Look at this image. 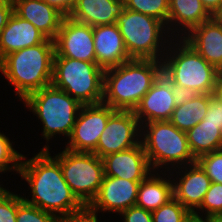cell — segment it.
I'll use <instances>...</instances> for the list:
<instances>
[{
	"mask_svg": "<svg viewBox=\"0 0 222 222\" xmlns=\"http://www.w3.org/2000/svg\"><path fill=\"white\" fill-rule=\"evenodd\" d=\"M46 145L26 161L22 155L18 174L21 180H26L32 193L30 200L26 196L23 199L56 216L81 212L86 206L66 183L59 161L51 156L47 142Z\"/></svg>",
	"mask_w": 222,
	"mask_h": 222,
	"instance_id": "obj_1",
	"label": "cell"
},
{
	"mask_svg": "<svg viewBox=\"0 0 222 222\" xmlns=\"http://www.w3.org/2000/svg\"><path fill=\"white\" fill-rule=\"evenodd\" d=\"M162 73V61L131 59L104 70L102 103L114 110L134 111Z\"/></svg>",
	"mask_w": 222,
	"mask_h": 222,
	"instance_id": "obj_2",
	"label": "cell"
},
{
	"mask_svg": "<svg viewBox=\"0 0 222 222\" xmlns=\"http://www.w3.org/2000/svg\"><path fill=\"white\" fill-rule=\"evenodd\" d=\"M54 54V40L47 38L43 43L10 53L0 61V72L15 87L20 101L51 85Z\"/></svg>",
	"mask_w": 222,
	"mask_h": 222,
	"instance_id": "obj_3",
	"label": "cell"
},
{
	"mask_svg": "<svg viewBox=\"0 0 222 222\" xmlns=\"http://www.w3.org/2000/svg\"><path fill=\"white\" fill-rule=\"evenodd\" d=\"M177 40L173 38L170 41L163 56V74L175 86L190 88L199 94H214L217 78L221 72L182 38Z\"/></svg>",
	"mask_w": 222,
	"mask_h": 222,
	"instance_id": "obj_4",
	"label": "cell"
},
{
	"mask_svg": "<svg viewBox=\"0 0 222 222\" xmlns=\"http://www.w3.org/2000/svg\"><path fill=\"white\" fill-rule=\"evenodd\" d=\"M141 143L154 172L156 170L159 172L161 168L163 170L168 168L166 172L174 173L172 171L174 167L196 162L189 148L186 132L180 131L170 121H152L142 124Z\"/></svg>",
	"mask_w": 222,
	"mask_h": 222,
	"instance_id": "obj_5",
	"label": "cell"
},
{
	"mask_svg": "<svg viewBox=\"0 0 222 222\" xmlns=\"http://www.w3.org/2000/svg\"><path fill=\"white\" fill-rule=\"evenodd\" d=\"M116 24L132 59L162 61L173 38L168 35L166 25L162 21L124 8Z\"/></svg>",
	"mask_w": 222,
	"mask_h": 222,
	"instance_id": "obj_6",
	"label": "cell"
},
{
	"mask_svg": "<svg viewBox=\"0 0 222 222\" xmlns=\"http://www.w3.org/2000/svg\"><path fill=\"white\" fill-rule=\"evenodd\" d=\"M23 103L42 122V136L47 142L61 134L66 139L70 137L82 106L52 84L30 94Z\"/></svg>",
	"mask_w": 222,
	"mask_h": 222,
	"instance_id": "obj_7",
	"label": "cell"
},
{
	"mask_svg": "<svg viewBox=\"0 0 222 222\" xmlns=\"http://www.w3.org/2000/svg\"><path fill=\"white\" fill-rule=\"evenodd\" d=\"M51 84L81 105L99 104L103 100L104 70L96 62L54 56Z\"/></svg>",
	"mask_w": 222,
	"mask_h": 222,
	"instance_id": "obj_8",
	"label": "cell"
},
{
	"mask_svg": "<svg viewBox=\"0 0 222 222\" xmlns=\"http://www.w3.org/2000/svg\"><path fill=\"white\" fill-rule=\"evenodd\" d=\"M63 177L76 197L87 207L97 195L104 178L103 160L91 152L63 149L54 156Z\"/></svg>",
	"mask_w": 222,
	"mask_h": 222,
	"instance_id": "obj_9",
	"label": "cell"
},
{
	"mask_svg": "<svg viewBox=\"0 0 222 222\" xmlns=\"http://www.w3.org/2000/svg\"><path fill=\"white\" fill-rule=\"evenodd\" d=\"M141 143V124L134 111L115 110L100 135L93 152L101 159L109 154L121 152Z\"/></svg>",
	"mask_w": 222,
	"mask_h": 222,
	"instance_id": "obj_10",
	"label": "cell"
},
{
	"mask_svg": "<svg viewBox=\"0 0 222 222\" xmlns=\"http://www.w3.org/2000/svg\"><path fill=\"white\" fill-rule=\"evenodd\" d=\"M114 111L112 107L103 103L82 105L65 148L75 152L93 153L100 135L106 128L109 116Z\"/></svg>",
	"mask_w": 222,
	"mask_h": 222,
	"instance_id": "obj_11",
	"label": "cell"
},
{
	"mask_svg": "<svg viewBox=\"0 0 222 222\" xmlns=\"http://www.w3.org/2000/svg\"><path fill=\"white\" fill-rule=\"evenodd\" d=\"M54 44V56L96 62L93 27L90 25L64 17Z\"/></svg>",
	"mask_w": 222,
	"mask_h": 222,
	"instance_id": "obj_12",
	"label": "cell"
},
{
	"mask_svg": "<svg viewBox=\"0 0 222 222\" xmlns=\"http://www.w3.org/2000/svg\"><path fill=\"white\" fill-rule=\"evenodd\" d=\"M141 182L104 176L97 195L87 208L96 216L102 211L120 214L136 205L138 187Z\"/></svg>",
	"mask_w": 222,
	"mask_h": 222,
	"instance_id": "obj_13",
	"label": "cell"
},
{
	"mask_svg": "<svg viewBox=\"0 0 222 222\" xmlns=\"http://www.w3.org/2000/svg\"><path fill=\"white\" fill-rule=\"evenodd\" d=\"M173 171L176 172L177 176L171 172L168 173L173 181L174 198L193 213L201 205L212 182L197 162L181 166V168H174ZM173 175L175 176L174 179Z\"/></svg>",
	"mask_w": 222,
	"mask_h": 222,
	"instance_id": "obj_14",
	"label": "cell"
},
{
	"mask_svg": "<svg viewBox=\"0 0 222 222\" xmlns=\"http://www.w3.org/2000/svg\"><path fill=\"white\" fill-rule=\"evenodd\" d=\"M175 107L172 83L162 72L141 99L134 113L142 125L152 121H169Z\"/></svg>",
	"mask_w": 222,
	"mask_h": 222,
	"instance_id": "obj_15",
	"label": "cell"
},
{
	"mask_svg": "<svg viewBox=\"0 0 222 222\" xmlns=\"http://www.w3.org/2000/svg\"><path fill=\"white\" fill-rule=\"evenodd\" d=\"M102 160L104 176L143 181L153 172L142 143L121 152L109 154Z\"/></svg>",
	"mask_w": 222,
	"mask_h": 222,
	"instance_id": "obj_16",
	"label": "cell"
},
{
	"mask_svg": "<svg viewBox=\"0 0 222 222\" xmlns=\"http://www.w3.org/2000/svg\"><path fill=\"white\" fill-rule=\"evenodd\" d=\"M93 38L96 63L103 70L117 67L132 59L116 23L93 27Z\"/></svg>",
	"mask_w": 222,
	"mask_h": 222,
	"instance_id": "obj_17",
	"label": "cell"
},
{
	"mask_svg": "<svg viewBox=\"0 0 222 222\" xmlns=\"http://www.w3.org/2000/svg\"><path fill=\"white\" fill-rule=\"evenodd\" d=\"M182 39L222 72V24L215 17L192 28Z\"/></svg>",
	"mask_w": 222,
	"mask_h": 222,
	"instance_id": "obj_18",
	"label": "cell"
},
{
	"mask_svg": "<svg viewBox=\"0 0 222 222\" xmlns=\"http://www.w3.org/2000/svg\"><path fill=\"white\" fill-rule=\"evenodd\" d=\"M13 12L29 21L47 38L54 40L64 15L43 0H13Z\"/></svg>",
	"mask_w": 222,
	"mask_h": 222,
	"instance_id": "obj_19",
	"label": "cell"
},
{
	"mask_svg": "<svg viewBox=\"0 0 222 222\" xmlns=\"http://www.w3.org/2000/svg\"><path fill=\"white\" fill-rule=\"evenodd\" d=\"M47 37L14 12L0 32V61L8 54L43 43Z\"/></svg>",
	"mask_w": 222,
	"mask_h": 222,
	"instance_id": "obj_20",
	"label": "cell"
},
{
	"mask_svg": "<svg viewBox=\"0 0 222 222\" xmlns=\"http://www.w3.org/2000/svg\"><path fill=\"white\" fill-rule=\"evenodd\" d=\"M211 18L212 16L200 0H169V16L166 28L171 37L182 38L192 28Z\"/></svg>",
	"mask_w": 222,
	"mask_h": 222,
	"instance_id": "obj_21",
	"label": "cell"
},
{
	"mask_svg": "<svg viewBox=\"0 0 222 222\" xmlns=\"http://www.w3.org/2000/svg\"><path fill=\"white\" fill-rule=\"evenodd\" d=\"M124 0H77L71 19L90 25H111L124 10Z\"/></svg>",
	"mask_w": 222,
	"mask_h": 222,
	"instance_id": "obj_22",
	"label": "cell"
},
{
	"mask_svg": "<svg viewBox=\"0 0 222 222\" xmlns=\"http://www.w3.org/2000/svg\"><path fill=\"white\" fill-rule=\"evenodd\" d=\"M162 171L159 174L157 171L150 173L139 184L136 206L153 212L174 197L171 175Z\"/></svg>",
	"mask_w": 222,
	"mask_h": 222,
	"instance_id": "obj_23",
	"label": "cell"
},
{
	"mask_svg": "<svg viewBox=\"0 0 222 222\" xmlns=\"http://www.w3.org/2000/svg\"><path fill=\"white\" fill-rule=\"evenodd\" d=\"M210 101L211 94H198L176 106L169 121L180 131L187 132L204 119Z\"/></svg>",
	"mask_w": 222,
	"mask_h": 222,
	"instance_id": "obj_24",
	"label": "cell"
},
{
	"mask_svg": "<svg viewBox=\"0 0 222 222\" xmlns=\"http://www.w3.org/2000/svg\"><path fill=\"white\" fill-rule=\"evenodd\" d=\"M189 148L193 156L222 150V131L212 124L199 122L186 132Z\"/></svg>",
	"mask_w": 222,
	"mask_h": 222,
	"instance_id": "obj_25",
	"label": "cell"
},
{
	"mask_svg": "<svg viewBox=\"0 0 222 222\" xmlns=\"http://www.w3.org/2000/svg\"><path fill=\"white\" fill-rule=\"evenodd\" d=\"M124 6L131 11L155 17L167 26L169 0H124Z\"/></svg>",
	"mask_w": 222,
	"mask_h": 222,
	"instance_id": "obj_26",
	"label": "cell"
},
{
	"mask_svg": "<svg viewBox=\"0 0 222 222\" xmlns=\"http://www.w3.org/2000/svg\"><path fill=\"white\" fill-rule=\"evenodd\" d=\"M151 213L153 222H185L191 215L174 197Z\"/></svg>",
	"mask_w": 222,
	"mask_h": 222,
	"instance_id": "obj_27",
	"label": "cell"
},
{
	"mask_svg": "<svg viewBox=\"0 0 222 222\" xmlns=\"http://www.w3.org/2000/svg\"><path fill=\"white\" fill-rule=\"evenodd\" d=\"M58 216L27 203L17 194L16 222H57Z\"/></svg>",
	"mask_w": 222,
	"mask_h": 222,
	"instance_id": "obj_28",
	"label": "cell"
},
{
	"mask_svg": "<svg viewBox=\"0 0 222 222\" xmlns=\"http://www.w3.org/2000/svg\"><path fill=\"white\" fill-rule=\"evenodd\" d=\"M12 143L9 137L0 132V173L7 171L19 173L23 154L15 150Z\"/></svg>",
	"mask_w": 222,
	"mask_h": 222,
	"instance_id": "obj_29",
	"label": "cell"
},
{
	"mask_svg": "<svg viewBox=\"0 0 222 222\" xmlns=\"http://www.w3.org/2000/svg\"><path fill=\"white\" fill-rule=\"evenodd\" d=\"M205 211V217L222 216V184L212 182L201 205L193 212L200 216ZM199 213V214H198Z\"/></svg>",
	"mask_w": 222,
	"mask_h": 222,
	"instance_id": "obj_30",
	"label": "cell"
},
{
	"mask_svg": "<svg viewBox=\"0 0 222 222\" xmlns=\"http://www.w3.org/2000/svg\"><path fill=\"white\" fill-rule=\"evenodd\" d=\"M196 162L211 182L222 184V150L203 154L196 159Z\"/></svg>",
	"mask_w": 222,
	"mask_h": 222,
	"instance_id": "obj_31",
	"label": "cell"
},
{
	"mask_svg": "<svg viewBox=\"0 0 222 222\" xmlns=\"http://www.w3.org/2000/svg\"><path fill=\"white\" fill-rule=\"evenodd\" d=\"M17 194L6 189L0 194V222H16Z\"/></svg>",
	"mask_w": 222,
	"mask_h": 222,
	"instance_id": "obj_32",
	"label": "cell"
},
{
	"mask_svg": "<svg viewBox=\"0 0 222 222\" xmlns=\"http://www.w3.org/2000/svg\"><path fill=\"white\" fill-rule=\"evenodd\" d=\"M204 124H212L222 131V101L211 94V101L205 115Z\"/></svg>",
	"mask_w": 222,
	"mask_h": 222,
	"instance_id": "obj_33",
	"label": "cell"
},
{
	"mask_svg": "<svg viewBox=\"0 0 222 222\" xmlns=\"http://www.w3.org/2000/svg\"><path fill=\"white\" fill-rule=\"evenodd\" d=\"M119 215L123 222H153L152 213L138 206H131Z\"/></svg>",
	"mask_w": 222,
	"mask_h": 222,
	"instance_id": "obj_34",
	"label": "cell"
},
{
	"mask_svg": "<svg viewBox=\"0 0 222 222\" xmlns=\"http://www.w3.org/2000/svg\"><path fill=\"white\" fill-rule=\"evenodd\" d=\"M57 222H99L98 217L87 207L81 212L58 216Z\"/></svg>",
	"mask_w": 222,
	"mask_h": 222,
	"instance_id": "obj_35",
	"label": "cell"
},
{
	"mask_svg": "<svg viewBox=\"0 0 222 222\" xmlns=\"http://www.w3.org/2000/svg\"><path fill=\"white\" fill-rule=\"evenodd\" d=\"M172 94H173L176 106H180V105H183L188 100L194 98L199 93H197L193 89L185 88L181 86H175L172 84Z\"/></svg>",
	"mask_w": 222,
	"mask_h": 222,
	"instance_id": "obj_36",
	"label": "cell"
},
{
	"mask_svg": "<svg viewBox=\"0 0 222 222\" xmlns=\"http://www.w3.org/2000/svg\"><path fill=\"white\" fill-rule=\"evenodd\" d=\"M43 1H45L49 6L54 7L65 17H68L70 15L77 2V0H43Z\"/></svg>",
	"mask_w": 222,
	"mask_h": 222,
	"instance_id": "obj_37",
	"label": "cell"
},
{
	"mask_svg": "<svg viewBox=\"0 0 222 222\" xmlns=\"http://www.w3.org/2000/svg\"><path fill=\"white\" fill-rule=\"evenodd\" d=\"M12 13L13 2L11 0H0V32L7 25Z\"/></svg>",
	"mask_w": 222,
	"mask_h": 222,
	"instance_id": "obj_38",
	"label": "cell"
},
{
	"mask_svg": "<svg viewBox=\"0 0 222 222\" xmlns=\"http://www.w3.org/2000/svg\"><path fill=\"white\" fill-rule=\"evenodd\" d=\"M207 12L214 17L222 8V0H200Z\"/></svg>",
	"mask_w": 222,
	"mask_h": 222,
	"instance_id": "obj_39",
	"label": "cell"
},
{
	"mask_svg": "<svg viewBox=\"0 0 222 222\" xmlns=\"http://www.w3.org/2000/svg\"><path fill=\"white\" fill-rule=\"evenodd\" d=\"M214 95L222 101V72L217 78Z\"/></svg>",
	"mask_w": 222,
	"mask_h": 222,
	"instance_id": "obj_40",
	"label": "cell"
},
{
	"mask_svg": "<svg viewBox=\"0 0 222 222\" xmlns=\"http://www.w3.org/2000/svg\"><path fill=\"white\" fill-rule=\"evenodd\" d=\"M185 222H210V218L203 217V215L199 216L194 213H191V215L186 219Z\"/></svg>",
	"mask_w": 222,
	"mask_h": 222,
	"instance_id": "obj_41",
	"label": "cell"
},
{
	"mask_svg": "<svg viewBox=\"0 0 222 222\" xmlns=\"http://www.w3.org/2000/svg\"><path fill=\"white\" fill-rule=\"evenodd\" d=\"M210 222H222V216L210 217Z\"/></svg>",
	"mask_w": 222,
	"mask_h": 222,
	"instance_id": "obj_42",
	"label": "cell"
},
{
	"mask_svg": "<svg viewBox=\"0 0 222 222\" xmlns=\"http://www.w3.org/2000/svg\"><path fill=\"white\" fill-rule=\"evenodd\" d=\"M214 17L222 24V8Z\"/></svg>",
	"mask_w": 222,
	"mask_h": 222,
	"instance_id": "obj_43",
	"label": "cell"
},
{
	"mask_svg": "<svg viewBox=\"0 0 222 222\" xmlns=\"http://www.w3.org/2000/svg\"><path fill=\"white\" fill-rule=\"evenodd\" d=\"M1 183V182H0ZM6 190V188H3V186H2V184L0 185V194L3 192V191H5Z\"/></svg>",
	"mask_w": 222,
	"mask_h": 222,
	"instance_id": "obj_44",
	"label": "cell"
}]
</instances>
